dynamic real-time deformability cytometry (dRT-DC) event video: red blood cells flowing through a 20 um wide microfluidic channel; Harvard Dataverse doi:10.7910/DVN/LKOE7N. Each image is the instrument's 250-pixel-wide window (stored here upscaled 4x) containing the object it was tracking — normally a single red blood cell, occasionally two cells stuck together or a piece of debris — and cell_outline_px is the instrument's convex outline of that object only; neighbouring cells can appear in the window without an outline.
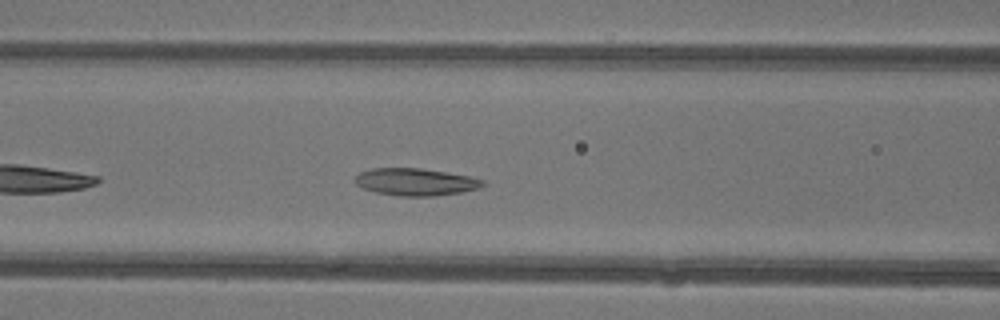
{"species": "common noctule bat (a hibernating species)", "species_latin": "Nyctalus noctula", "temperature_condition": "warm", "stored_images_in_passage": 29, "camera_frame_rate_fps": 3000, "um_per_image_px": 0.085, "animal": {"sex": "female"}, "frame": {"image": 1, "passage_image": 7, "time_ms": 2.0, "image_size_px": [1000, 320], "cell_outline_px": [[484, 184], [476, 188], [460, 192], [436, 196], [396, 196], [376, 192], [364, 188], [356, 184], [356, 176], [360, 172], [372, 168], [420, 168], [468, 176], [484, 180]], "centroid_in_image_um": [35.29, 15.46], "position_along_channel_um": 131.3, "area_um2": 20.0}}
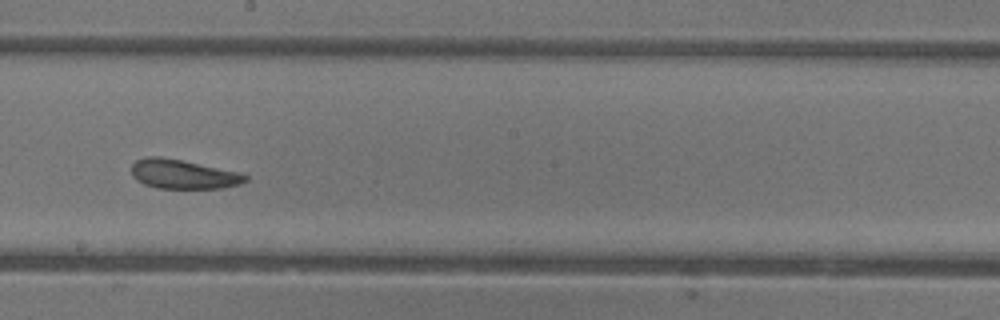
{"frame": {"image": 2, "passage_image": 14, "time_ms": 4.333, "image_size_px": [1000, 320], "cell_outline_px": [[248, 180], [240, 184], [220, 188], [156, 188], [144, 184], [136, 180], [132, 176], [132, 164], [136, 160], [144, 156], [160, 156], [180, 160], [236, 172], [248, 176]], "centroid_in_image_um": [15.5, 14.81], "position_along_channel_um": 232.7, "area_um2": 19.19}}
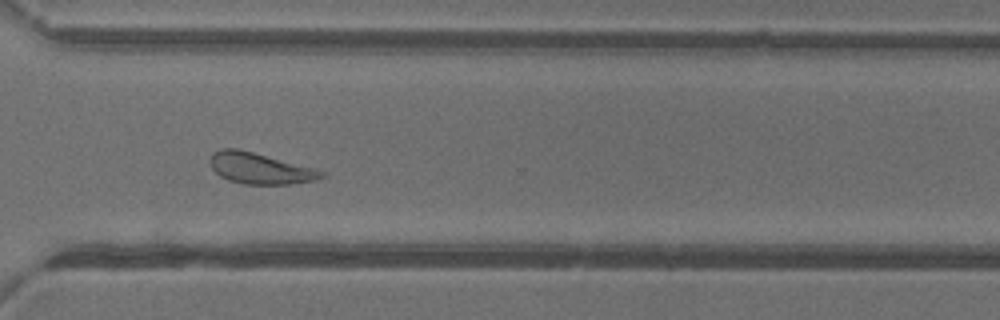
{"frame": {"image": 3, "passage_image": 22, "time_ms": 7.0, "image_size_px": [1000, 320], "cell_outline_px": [[324, 176], [316, 180], [292, 184], [244, 184], [228, 180], [220, 176], [212, 168], [208, 160], [212, 152], [220, 148], [236, 148], [316, 168], [324, 172]], "centroid_in_image_um": [22.07, 14.31], "position_along_channel_um": 348.5, "area_um2": 20.23}, "authors_computed_cell_mechanics": {"area_um2": 19.9988, "velocity_mm_per_s": 4.3467, "shape_relaxation_time_tau1_ms": 3.3786, "shape_relaxation_time_tau2_ms": 2.226, "deformation_change_tau1": 0.1112, "deformation_change_tau2": 0.1028}}